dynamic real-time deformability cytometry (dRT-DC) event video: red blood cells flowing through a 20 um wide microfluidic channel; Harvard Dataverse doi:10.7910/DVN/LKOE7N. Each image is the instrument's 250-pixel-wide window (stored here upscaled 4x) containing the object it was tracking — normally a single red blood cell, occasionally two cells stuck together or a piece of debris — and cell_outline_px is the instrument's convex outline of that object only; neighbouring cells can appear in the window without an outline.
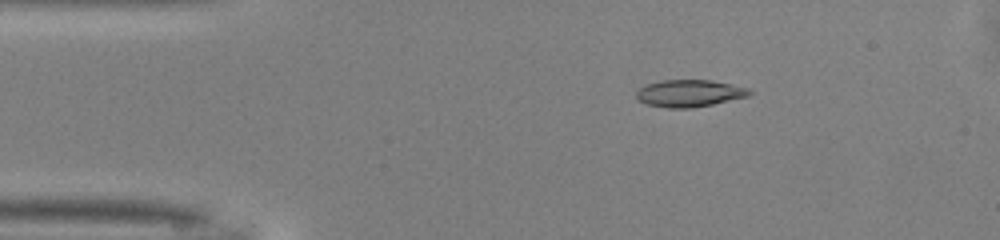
{"species": "common noctule bat (a hibernating species)", "species_latin": "Nyctalus noctula", "temperature_condition": "warm", "stored_images_in_passage": 48, "camera_frame_rate_fps": 3000, "um_per_image_px": 0.085, "animal": {"sex": "male", "body_mass_g": 13.0, "forearm_length_mm": 53.1}, "frame": {"image": 1, "passage_image": 7, "time_ms": 2.0, "image_size_px": [1000, 240], "cell_outline_px": [[752, 92], [748, 96], [712, 104], [692, 108], [668, 108], [648, 104], [636, 100], [636, 92], [640, 88], [648, 84], [664, 80], [712, 80], [748, 88]], "centroid_in_image_um": [58.58, 7.93], "position_along_channel_um": 26.4, "area_um2": 17.69}}
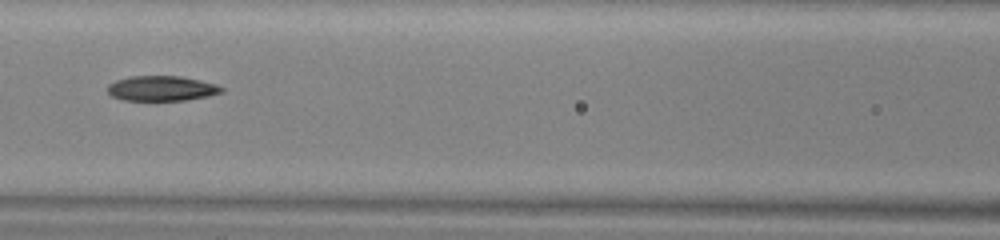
{"frame": {"image": 2, "passage_image": 20, "time_ms": 6.333, "image_size_px": [1000, 240], "cell_outline_px": [[224, 92], [208, 96], [184, 100], [124, 100], [112, 96], [108, 92], [108, 84], [116, 80], [128, 76], [180, 76], [200, 80], [216, 84], [224, 88]], "centroid_in_image_um": [13.75, 7.51], "position_along_channel_um": 152.9, "area_um2": 16.65}}
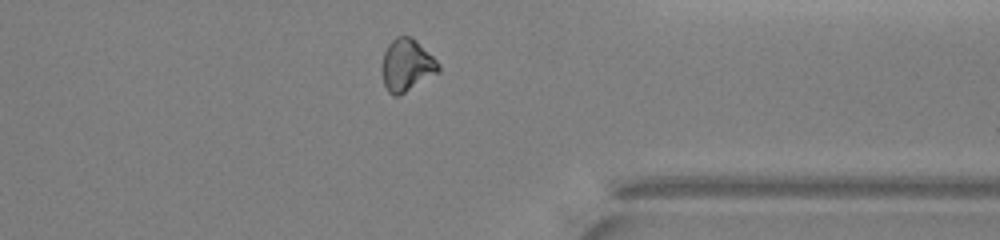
{"frame": {"image": 3, "passage_image": 37, "time_ms": 12.0, "image_size_px": [1000, 240], "cell_outline_px": [[440, 72], [400, 96], [392, 96], [388, 92], [384, 84], [380, 68], [384, 52], [388, 44], [396, 36], [412, 36], [440, 64]], "centroid_in_image_um": [34.56, 5.56], "position_along_channel_um": 376.8, "area_um2": 17.57}, "authors_computed_cell_mechanics": {"area_um2": 17.5712, "velocity_mm_per_s": 4.1336, "shape_relaxation_time_tau1_ms": 7.7936, "shape_relaxation_time_tau2_ms": null, "deformation_change_tau1": 0.1695, "deformation_change_tau2": null}}